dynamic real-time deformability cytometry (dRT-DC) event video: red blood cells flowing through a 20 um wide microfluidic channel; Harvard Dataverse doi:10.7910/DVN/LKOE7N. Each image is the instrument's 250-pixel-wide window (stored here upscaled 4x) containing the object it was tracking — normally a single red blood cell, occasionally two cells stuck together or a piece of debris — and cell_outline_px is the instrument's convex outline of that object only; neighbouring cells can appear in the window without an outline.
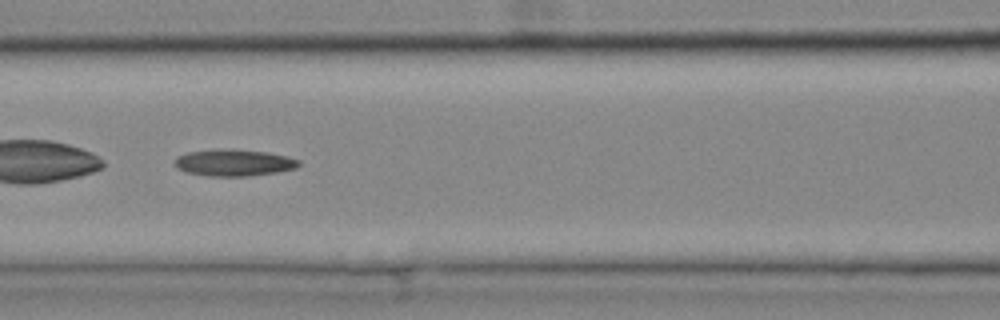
{"species": "common noctule bat (a hibernating species)", "species_latin": "Nyctalus noctula", "temperature_condition": "cold", "stored_images_in_passage": 53, "segment_of_instrument_passage": [2, 2], "camera_frame_rate_fps": 3000, "um_per_image_px": 0.085, "animal": {"sex": "female", "body_mass_g": 25.1}, "frame": {"image": 1, "passage_image": 24, "time_ms": 7.667, "image_size_px": [1000, 320], "cell_outline_px": [[300, 164], [296, 168], [276, 172], [248, 176], [208, 176], [188, 172], [176, 168], [172, 160], [176, 156], [188, 152], [268, 152], [288, 156], [300, 160]], "centroid_in_image_um": [19.89, 13.88], "position_along_channel_um": 146.7, "area_um2": 18.32}}
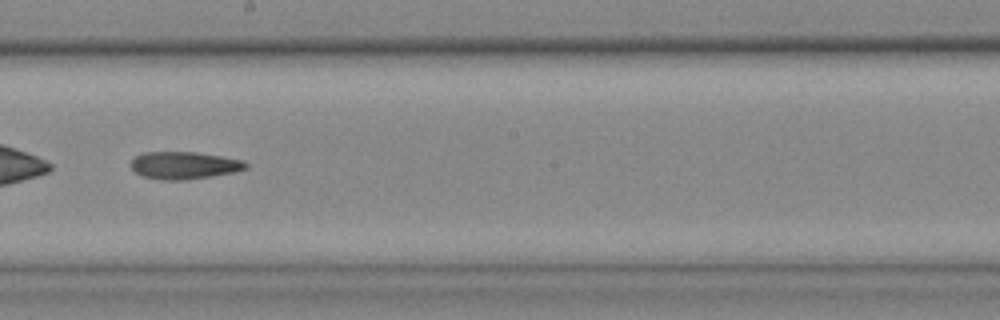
{"frame": {"image": 2, "passage_image": 31, "time_ms": 10.0, "image_size_px": [1000, 320], "cell_outline_px": [[248, 168], [236, 172], [188, 180], [160, 180], [140, 176], [132, 168], [132, 160], [136, 156], [144, 152], [196, 152], [244, 160], [248, 164]], "centroid_in_image_um": [15.68, 14.06], "position_along_channel_um": 232.5, "area_um2": 18.5}}
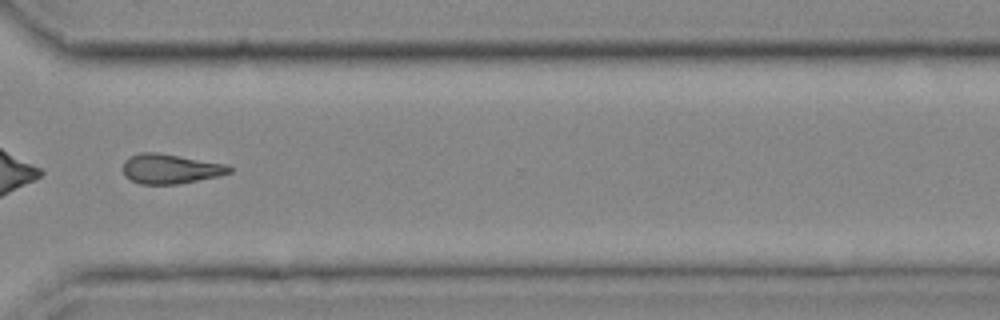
{"frame": {"image": 3, "passage_image": 41, "time_ms": 13.333, "image_size_px": [1000, 320], "cell_outline_px": [[232, 172], [216, 176], [176, 184], [140, 184], [124, 176], [124, 160], [132, 156], [144, 152], [156, 152], [228, 164], [232, 168]], "centroid_in_image_um": [14.49, 14.34], "position_along_channel_um": 356.1, "area_um2": 18.15}}